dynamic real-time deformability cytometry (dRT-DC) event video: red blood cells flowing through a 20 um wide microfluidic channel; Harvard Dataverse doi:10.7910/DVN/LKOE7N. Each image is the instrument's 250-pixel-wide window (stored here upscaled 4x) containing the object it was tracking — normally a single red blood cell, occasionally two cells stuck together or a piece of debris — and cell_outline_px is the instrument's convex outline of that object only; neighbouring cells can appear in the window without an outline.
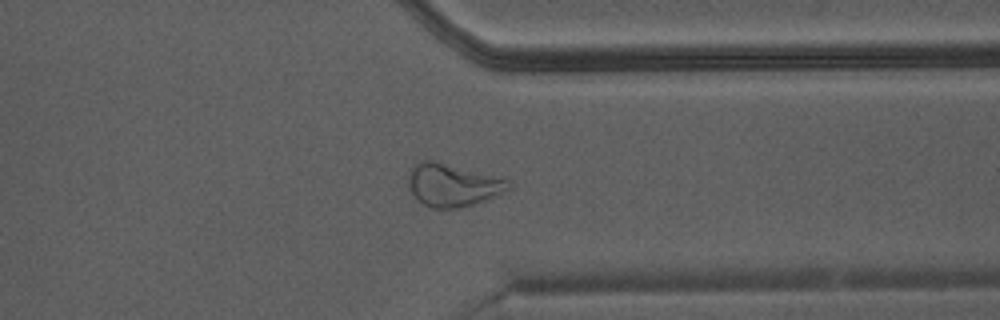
{"species": "Egyptian fruit bat (a non-hibernating species)", "species_latin": "Rousettus aegyptiacus", "temperature_condition": "warm", "stored_images_in_passage": 31, "camera_frame_rate_fps": 3000, "um_per_image_px": 0.085, "animal": {"sex": "male"}, "frame": {"image": 1, "passage_image": 22, "time_ms": 7.0, "image_size_px": [1000, 320], "cell_outline_px": [[512, 188], [508, 192], [488, 200], [464, 208], [432, 208], [416, 200], [412, 196], [408, 184], [408, 172], [412, 164], [416, 160], [436, 160], [508, 180], [512, 184]], "centroid_in_image_um": [38.46, 15.73], "position_along_channel_um": 372.9, "area_um2": 25.72}}